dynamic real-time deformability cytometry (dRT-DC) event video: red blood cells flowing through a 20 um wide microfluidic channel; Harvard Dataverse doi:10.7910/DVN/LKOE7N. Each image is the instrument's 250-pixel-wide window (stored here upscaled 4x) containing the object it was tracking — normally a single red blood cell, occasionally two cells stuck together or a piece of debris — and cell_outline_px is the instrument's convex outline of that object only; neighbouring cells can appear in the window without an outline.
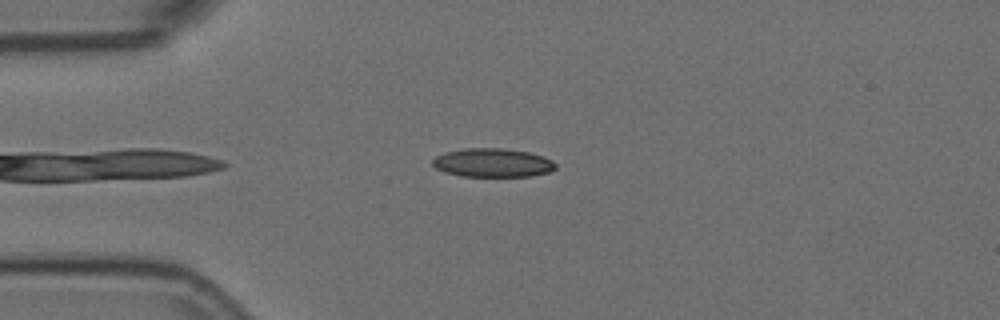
{"species": "Egyptian fruit bat (a non-hibernating species)", "species_latin": "Rousettus aegyptiacus", "temperature_condition": "room temperature", "stored_images_in_passage": 5, "camera_frame_rate_fps": 3000, "um_per_image_px": 0.085, "animal": {"sex": "female"}, "frame": {"image": 1, "passage_image": 1, "time_ms": 0.0, "image_size_px": [1000, 320], "cell_outline_px": [[556, 168], [548, 172], [532, 176], [460, 176], [444, 172], [436, 168], [432, 164], [432, 160], [436, 156], [444, 152], [464, 148], [500, 148], [528, 152], [544, 156], [552, 160], [556, 164]], "centroid_in_image_um": [41.86, 13.83], "position_along_channel_um": 43.1, "area_um2": 20.63}}
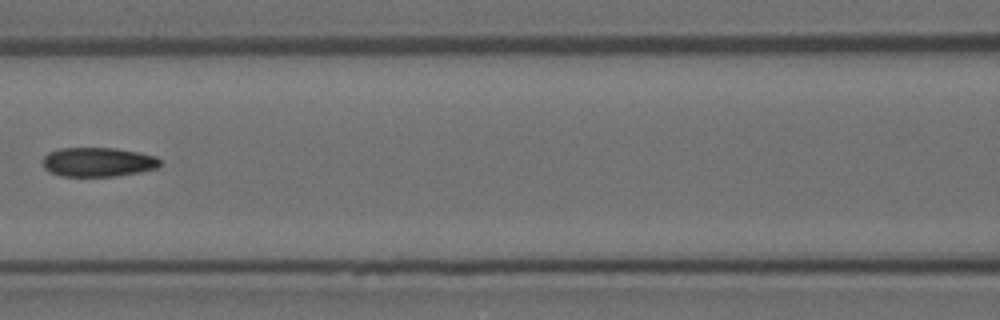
{"frame": {"image": 2, "passage_image": 4, "time_ms": 1.0, "image_size_px": [1000, 320], "cell_outline_px": [[160, 164], [156, 168], [140, 172], [116, 176], [60, 176], [48, 172], [44, 168], [44, 156], [48, 152], [60, 148], [116, 148], [156, 156], [160, 160]], "centroid_in_image_um": [8.31, 13.77], "position_along_channel_um": 158.3, "area_um2": 20.0}}
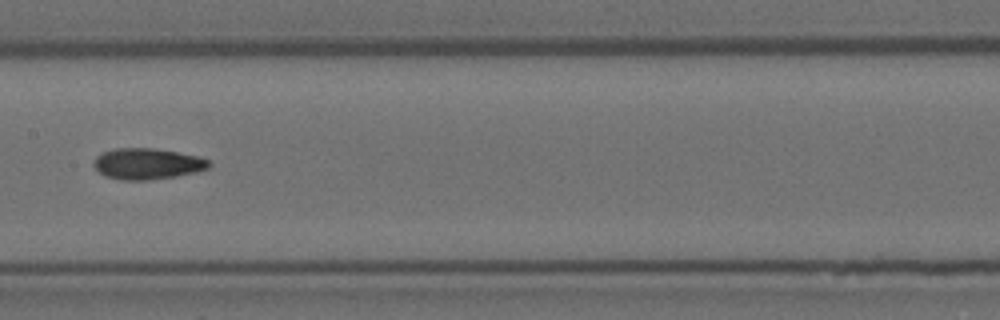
{"frame": {"image": 3, "passage_image": 5, "time_ms": 1.333, "image_size_px": [1000, 320], "cell_outline_px": [[212, 164], [208, 168], [196, 172], [176, 176], [148, 180], [120, 180], [104, 176], [92, 164], [96, 156], [104, 152], [116, 148], [152, 148], [176, 152], [196, 156], [208, 160]], "centroid_in_image_um": [12.5, 13.93], "position_along_channel_um": 194.9, "area_um2": 20.75}}